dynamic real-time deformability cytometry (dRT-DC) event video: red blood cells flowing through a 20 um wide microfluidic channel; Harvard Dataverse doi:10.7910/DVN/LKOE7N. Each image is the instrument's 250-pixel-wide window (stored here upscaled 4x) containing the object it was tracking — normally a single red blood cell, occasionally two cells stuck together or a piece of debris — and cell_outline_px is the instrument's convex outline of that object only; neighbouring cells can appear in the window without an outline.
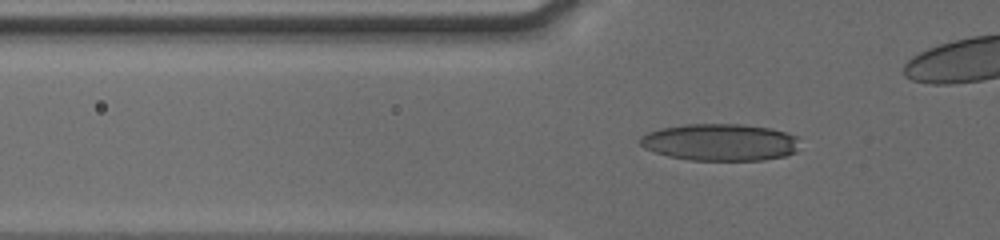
{"species": "human", "species_latin": "Homo sapiens", "temperature_condition": "cold", "stored_images_in_passage": 33, "camera_frame_rate_fps": 3000, "um_per_image_px": 0.085, "donor": {"sex": "male"}, "frame": {"image": 1, "passage_image": 7, "time_ms": 2.0, "image_size_px": [1000, 240], "cell_outline_px": [[796, 152], [784, 156], [764, 160], [688, 160], [668, 156], [644, 148], [640, 144], [640, 136], [648, 132], [660, 128], [684, 124], [740, 124], [772, 128], [796, 136]], "centroid_in_image_um": [61.17, 12.09], "position_along_channel_um": 64.6, "area_um2": 34.39}}
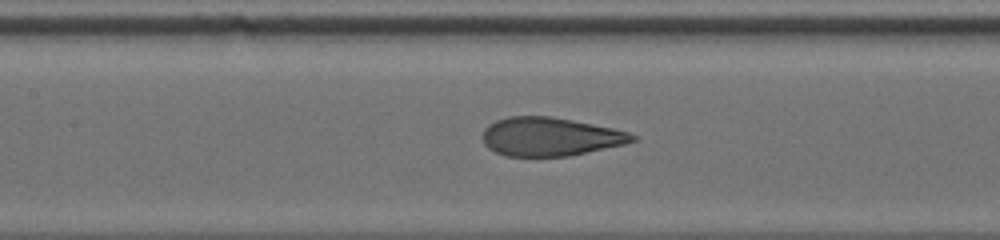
{"frame": {"image": 2, "passage_image": 16, "time_ms": 4.667, "image_size_px": [1000, 240], "cell_outline_px": [[640, 136], [636, 140], [624, 144], [568, 156], [504, 156], [488, 148], [484, 144], [484, 128], [488, 124], [496, 120], [508, 116], [548, 116], [572, 120], [612, 128], [628, 132]], "centroid_in_image_um": [46.75, 11.61], "position_along_channel_um": 160.6, "area_um2": 33.52}}
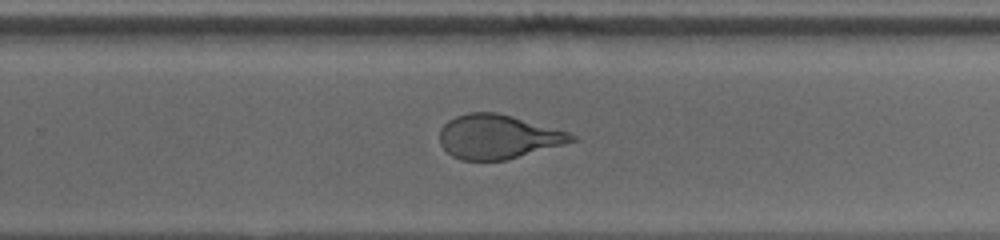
{"frame": {"image": 3, "passage_image": 27, "time_ms": 8.0, "image_size_px": [1000, 240], "cell_outline_px": [[576, 140], [564, 144], [504, 160], [460, 160], [452, 156], [440, 144], [440, 128], [448, 120], [456, 116], [468, 112], [496, 112], [512, 116], [568, 132], [576, 136]], "centroid_in_image_um": [42.28, 11.61], "position_along_channel_um": 287.5, "area_um2": 33.58}}